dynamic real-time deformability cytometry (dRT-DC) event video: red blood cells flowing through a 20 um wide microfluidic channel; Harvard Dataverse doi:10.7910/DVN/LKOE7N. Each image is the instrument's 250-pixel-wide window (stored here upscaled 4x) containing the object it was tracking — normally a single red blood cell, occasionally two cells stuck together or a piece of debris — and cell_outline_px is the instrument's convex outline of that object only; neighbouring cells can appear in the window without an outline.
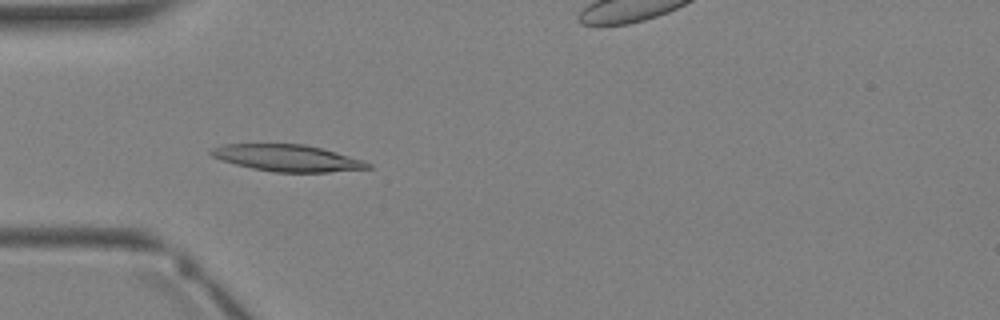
{"species": "Egyptian fruit bat (a non-hibernating species)", "species_latin": "Rousettus aegyptiacus", "temperature_condition": "warm", "stored_images_in_passage": 4, "camera_frame_rate_fps": 3000, "um_per_image_px": 0.085, "animal": {"sex": "female"}, "frame": {"image": 1, "passage_image": 2, "time_ms": 2.0, "image_size_px": [1000, 320], "cell_outline_px": [[372, 168], [328, 172], [276, 172], [252, 168], [236, 164], [212, 156], [208, 152], [212, 148], [224, 144], [304, 144], [320, 148], [364, 160], [372, 164]], "centroid_in_image_um": [24.45, 13.43], "position_along_channel_um": 60.6, "area_um2": 24.1}}
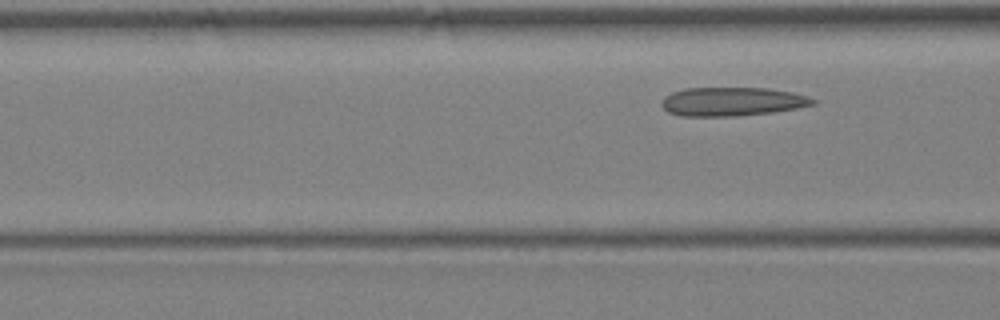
{"frame": {"image": 2, "passage_image": 4, "time_ms": 4.333, "image_size_px": [1000, 320], "cell_outline_px": [[816, 104], [800, 108], [772, 112], [736, 116], [680, 116], [668, 112], [660, 104], [664, 96], [672, 92], [684, 88], [768, 88], [792, 92], [808, 96], [816, 100]], "centroid_in_image_um": [62.24, 8.63], "position_along_channel_um": 104.4, "area_um2": 25.55}}